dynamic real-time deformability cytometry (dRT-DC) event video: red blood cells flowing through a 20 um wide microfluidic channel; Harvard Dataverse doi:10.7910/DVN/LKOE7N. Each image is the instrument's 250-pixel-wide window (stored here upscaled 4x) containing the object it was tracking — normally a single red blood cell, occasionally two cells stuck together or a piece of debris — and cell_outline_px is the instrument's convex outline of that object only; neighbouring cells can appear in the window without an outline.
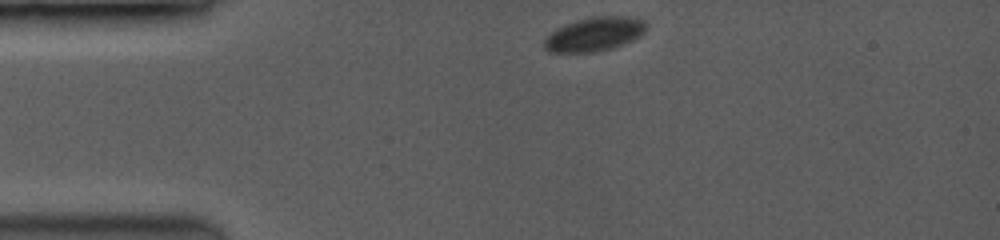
{"species": "common noctule bat (a hibernating species)", "species_latin": "Nyctalus noctula", "temperature_condition": "room temperature", "stored_images_in_passage": 15, "camera_frame_rate_fps": 3500, "um_per_image_px": 0.085, "animal": {"sex": "female", "body_mass_g": 19.0, "forearm_length_mm": 53.3}, "frame": {"image": 1, "passage_image": 1, "time_ms": 0.0, "image_size_px": [1000, 240], "cell_outline_px": [[644, 32], [620, 44], [608, 48], [588, 52], [552, 52], [544, 48], [544, 40], [552, 32], [568, 24], [580, 20], [596, 16], [620, 16], [640, 20], [644, 24]], "centroid_in_image_um": [50.45, 2.91], "position_along_channel_um": 34.6, "area_um2": 18.9}}
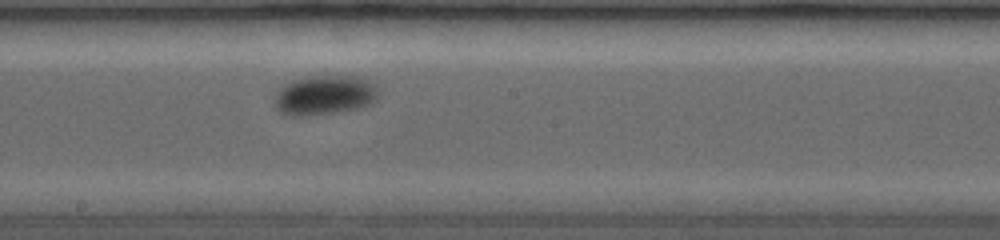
{"frame": {"image": 2, "passage_image": 12, "time_ms": 6.0, "image_size_px": [1000, 240], "cell_outline_px": [[372, 96], [364, 104], [348, 108], [328, 112], [292, 116], [284, 112], [280, 108], [276, 100], [280, 92], [292, 80], [304, 76], [356, 76], [368, 80], [372, 84]], "centroid_in_image_um": [27.5, 8.02], "position_along_channel_um": 220.7, "area_um2": 21.68}}
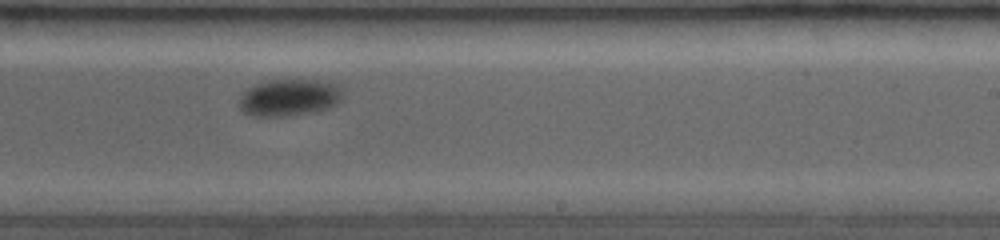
{"frame": {"image": 3, "passage_image": 14, "time_ms": 7.143, "image_size_px": [1000, 240], "cell_outline_px": [[336, 100], [332, 104], [324, 108], [280, 116], [256, 116], [244, 112], [240, 104], [240, 100], [248, 88], [268, 80], [316, 80], [332, 84], [336, 88]], "centroid_in_image_um": [24.43, 8.27], "position_along_channel_um": 264.6, "area_um2": 20.52}}